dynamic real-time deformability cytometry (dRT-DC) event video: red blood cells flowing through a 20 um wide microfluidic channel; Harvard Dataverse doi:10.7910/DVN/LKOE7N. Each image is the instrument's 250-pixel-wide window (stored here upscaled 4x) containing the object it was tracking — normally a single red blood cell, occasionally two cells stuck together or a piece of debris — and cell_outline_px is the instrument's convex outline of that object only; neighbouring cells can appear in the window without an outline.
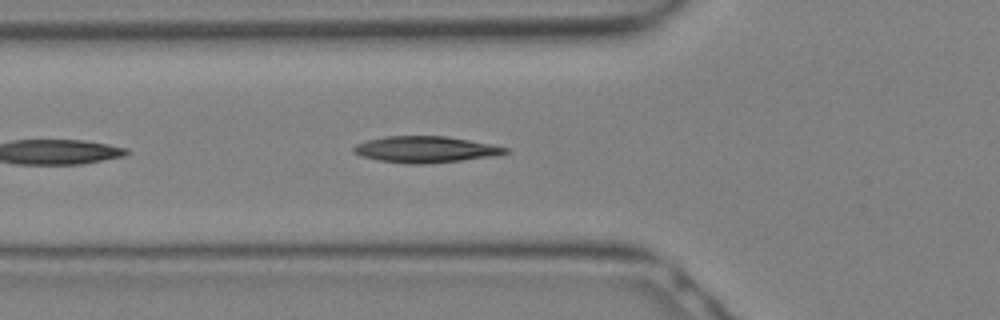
{"species": "Egyptian fruit bat (a non-hibernating species)", "species_latin": "Rousettus aegyptiacus", "temperature_condition": "warm", "stored_images_in_passage": 17, "camera_frame_rate_fps": 3000, "um_per_image_px": 0.085, "animal": {"sex": "female"}, "frame": {"image": 1, "passage_image": 10, "time_ms": 3.0, "image_size_px": [1000, 320], "cell_outline_px": [[512, 152], [496, 156], [428, 164], [412, 164], [380, 160], [360, 156], [352, 152], [352, 148], [356, 144], [368, 140], [384, 136], [448, 136], [492, 144], [508, 148]], "centroid_in_image_um": [36.2, 12.7], "position_along_channel_um": 89.6, "area_um2": 23.47}}
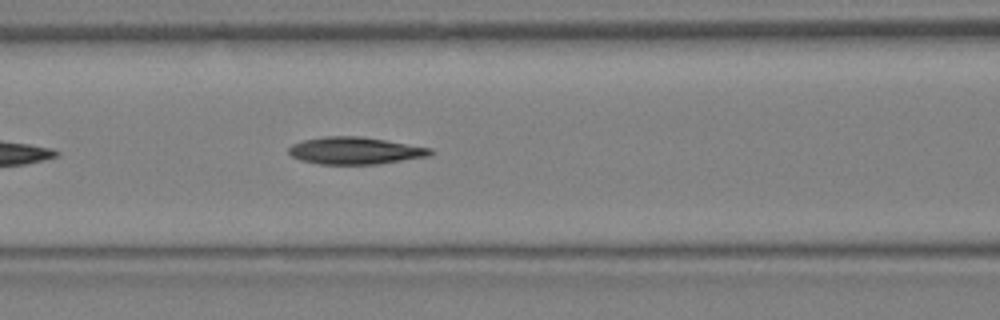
{"frame": {"image": 2, "passage_image": 12, "time_ms": 3.667, "image_size_px": [1000, 320], "cell_outline_px": [[436, 152], [432, 156], [376, 164], [320, 164], [300, 160], [292, 156], [288, 152], [288, 148], [292, 144], [304, 140], [324, 136], [360, 136], [432, 148]], "centroid_in_image_um": [30.21, 12.81], "position_along_channel_um": 136.4, "area_um2": 22.48}}